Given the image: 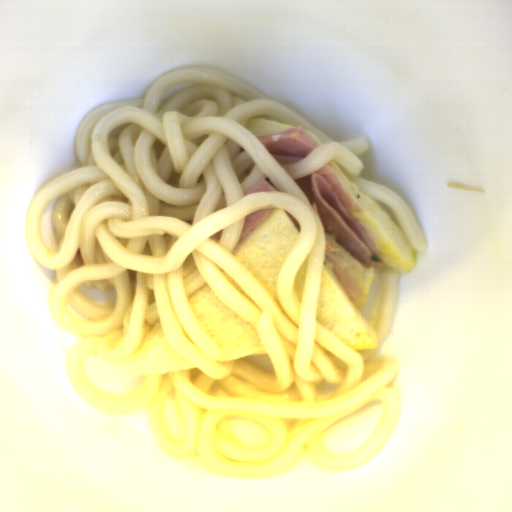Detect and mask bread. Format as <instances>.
I'll list each match as a JSON object with an SVG mask.
<instances>
[{"instance_id": "1", "label": "bread", "mask_w": 512, "mask_h": 512, "mask_svg": "<svg viewBox=\"0 0 512 512\" xmlns=\"http://www.w3.org/2000/svg\"><path fill=\"white\" fill-rule=\"evenodd\" d=\"M324 234V254L363 290V296L355 303L339 284L331 263L324 260L314 322L337 336L353 352L377 351L380 344L376 332L359 311L377 270L364 267L344 246L327 233Z\"/></svg>"}, {"instance_id": "2", "label": "bread", "mask_w": 512, "mask_h": 512, "mask_svg": "<svg viewBox=\"0 0 512 512\" xmlns=\"http://www.w3.org/2000/svg\"><path fill=\"white\" fill-rule=\"evenodd\" d=\"M188 306L218 346L216 361L270 356L257 328L223 302L202 277L193 255L181 263Z\"/></svg>"}, {"instance_id": "3", "label": "bread", "mask_w": 512, "mask_h": 512, "mask_svg": "<svg viewBox=\"0 0 512 512\" xmlns=\"http://www.w3.org/2000/svg\"><path fill=\"white\" fill-rule=\"evenodd\" d=\"M300 231L285 211L274 210L242 241L233 257L278 302L277 282L294 254Z\"/></svg>"}, {"instance_id": "4", "label": "bread", "mask_w": 512, "mask_h": 512, "mask_svg": "<svg viewBox=\"0 0 512 512\" xmlns=\"http://www.w3.org/2000/svg\"><path fill=\"white\" fill-rule=\"evenodd\" d=\"M329 161V160H328ZM335 174L350 193L362 213L356 219L387 270L407 273L417 263L415 252L406 233L401 230L375 199L362 193L358 185L345 176L337 163L329 161Z\"/></svg>"}, {"instance_id": "5", "label": "bread", "mask_w": 512, "mask_h": 512, "mask_svg": "<svg viewBox=\"0 0 512 512\" xmlns=\"http://www.w3.org/2000/svg\"><path fill=\"white\" fill-rule=\"evenodd\" d=\"M197 368L166 340L161 328L153 277L146 275L142 340L137 350L122 363V372L131 380Z\"/></svg>"}, {"instance_id": "6", "label": "bread", "mask_w": 512, "mask_h": 512, "mask_svg": "<svg viewBox=\"0 0 512 512\" xmlns=\"http://www.w3.org/2000/svg\"><path fill=\"white\" fill-rule=\"evenodd\" d=\"M299 126H293L270 118H253L247 128L257 139L261 135H270Z\"/></svg>"}, {"instance_id": "7", "label": "bread", "mask_w": 512, "mask_h": 512, "mask_svg": "<svg viewBox=\"0 0 512 512\" xmlns=\"http://www.w3.org/2000/svg\"><path fill=\"white\" fill-rule=\"evenodd\" d=\"M308 264H309V255L299 266V268L295 274L294 282H293L296 296L302 304H303V293H304L305 284H306V280H307V276H308Z\"/></svg>"}, {"instance_id": "8", "label": "bread", "mask_w": 512, "mask_h": 512, "mask_svg": "<svg viewBox=\"0 0 512 512\" xmlns=\"http://www.w3.org/2000/svg\"><path fill=\"white\" fill-rule=\"evenodd\" d=\"M306 129V128H304ZM308 131V133L310 134L311 138L313 139V141L315 142L316 146L318 147L319 145H321L322 143L320 142V140L309 130V129H306Z\"/></svg>"}]
</instances>
